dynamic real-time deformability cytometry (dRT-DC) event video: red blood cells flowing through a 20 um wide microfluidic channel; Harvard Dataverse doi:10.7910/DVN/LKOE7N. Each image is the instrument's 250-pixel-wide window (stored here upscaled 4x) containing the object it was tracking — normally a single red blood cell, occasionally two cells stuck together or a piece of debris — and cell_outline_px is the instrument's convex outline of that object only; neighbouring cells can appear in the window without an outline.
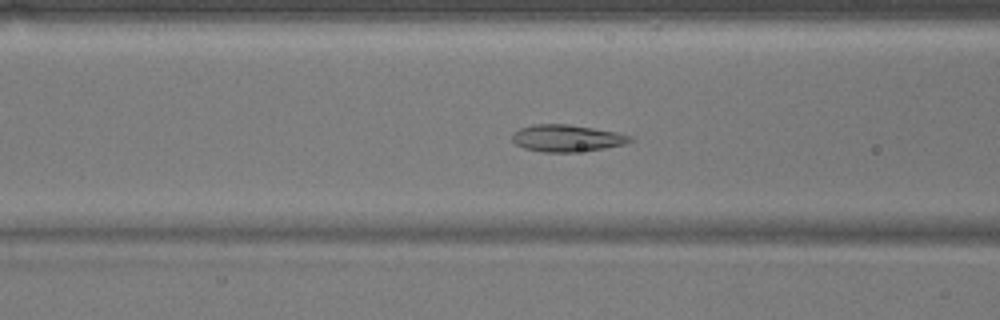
{"species": "common noctule bat (a hibernating species)", "species_latin": "Nyctalus noctula", "temperature_condition": "warm", "stored_images_in_passage": 53, "camera_frame_rate_fps": 3000, "um_per_image_px": 0.085, "animal": {"sex": "male", "body_mass_g": 17.9}, "frame": {"image": 1, "passage_image": 21, "time_ms": 6.667, "image_size_px": [1000, 320], "cell_outline_px": [[636, 140], [624, 144], [604, 148], [572, 152], [540, 152], [524, 148], [516, 144], [512, 140], [512, 132], [520, 128], [532, 124], [568, 124], [616, 132], [632, 136]], "centroid_in_image_um": [48.16, 11.74], "position_along_channel_um": 118.4, "area_um2": 18.55}}
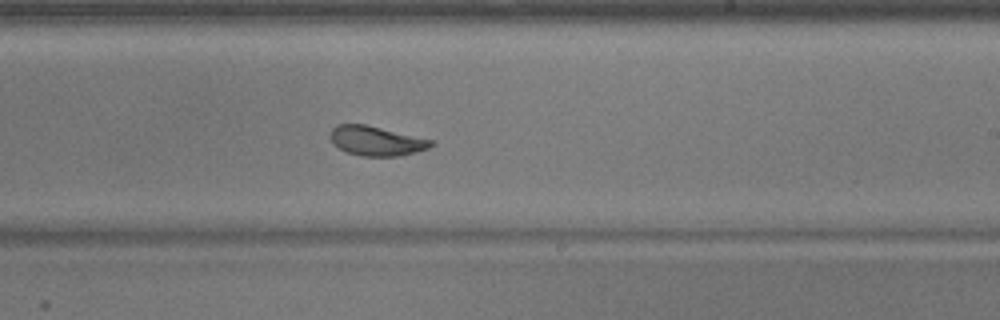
{"frame": {"image": 2, "passage_image": 32, "time_ms": 10.333, "image_size_px": [1000, 320], "cell_outline_px": [[436, 144], [428, 148], [396, 156], [360, 156], [348, 152], [332, 144], [328, 136], [332, 128], [336, 124], [364, 124], [432, 140]], "centroid_in_image_um": [31.92, 11.97], "position_along_channel_um": 257.1, "area_um2": 17.17}}
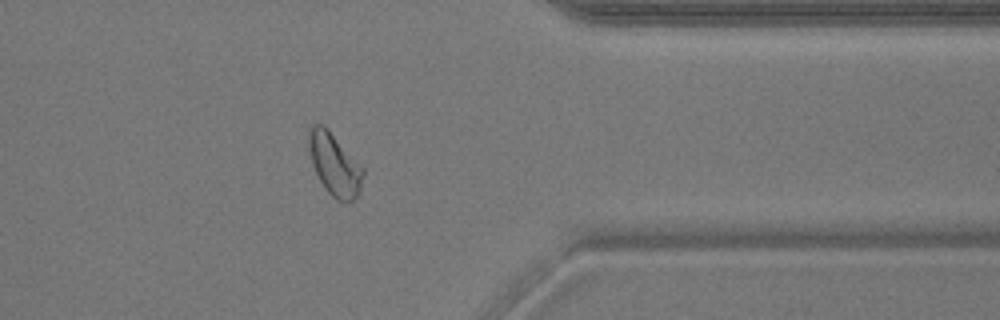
{"frame": {"image": 3, "passage_image": 43, "time_ms": 14.0, "image_size_px": [1000, 320], "cell_outline_px": [[364, 172], [360, 192], [352, 200], [336, 200], [324, 188], [312, 164], [308, 144], [308, 136], [312, 124], [324, 124], [328, 128], [364, 168]], "centroid_in_image_um": [28.44, 13.95], "position_along_channel_um": 383.0, "area_um2": 19.59}, "authors_computed_cell_mechanics": {"area_um2": 19.5942, "velocity_mm_per_s": 3.7824, "shape_relaxation_time_tau1_ms": 4.0889, "shape_relaxation_time_tau2_ms": 0.9694, "deformation_change_tau1": 0.1192, "deformation_change_tau2": 0.0622}}